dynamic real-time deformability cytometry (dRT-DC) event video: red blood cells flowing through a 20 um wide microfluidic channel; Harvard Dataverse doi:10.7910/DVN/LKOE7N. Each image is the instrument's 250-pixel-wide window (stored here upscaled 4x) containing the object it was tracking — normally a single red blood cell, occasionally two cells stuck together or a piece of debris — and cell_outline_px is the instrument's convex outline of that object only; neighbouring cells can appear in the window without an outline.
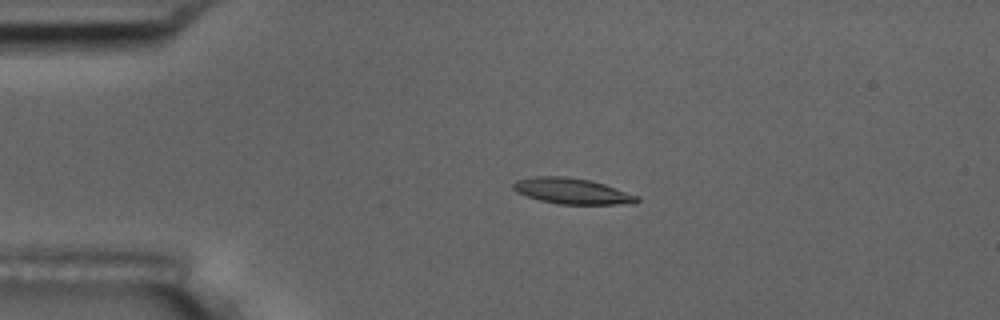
{"species": "common noctule bat (a hibernating species)", "species_latin": "Nyctalus noctula", "temperature_condition": "room temperature", "stored_images_in_passage": 5, "camera_frame_rate_fps": 3000, "um_per_image_px": 0.085, "animal": {"sex": "male", "body_mass_g": 17.5, "forearm_length_mm": 52.3}, "frame": {"image": 1, "passage_image": 4, "time_ms": 3.333, "image_size_px": [1000, 320], "cell_outline_px": [[640, 200], [636, 204], [560, 204], [540, 200], [516, 192], [512, 188], [512, 184], [516, 180], [536, 176], [568, 176], [592, 180], [640, 196]], "centroid_in_image_um": [48.66, 16.24], "position_along_channel_um": 36.3, "area_um2": 18.79}}
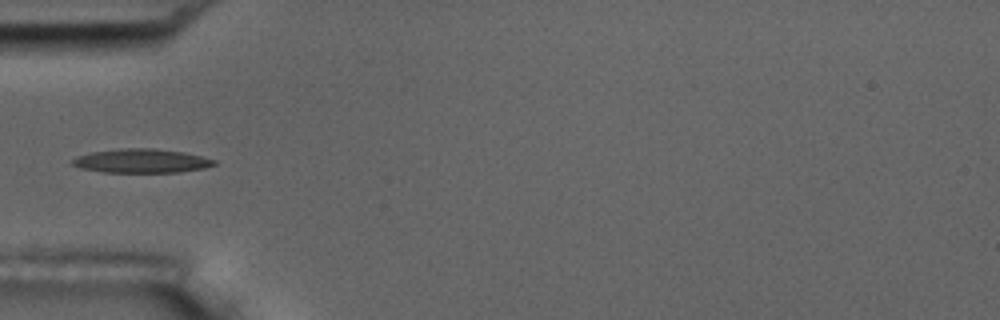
{"frame": {"image": 2, "passage_image": 5, "time_ms": 5.333, "image_size_px": [1000, 320], "cell_outline_px": [[216, 164], [204, 168], [180, 172], [104, 172], [80, 168], [72, 164], [72, 160], [76, 156], [92, 152], [120, 148], [152, 148], [184, 152], [216, 160]], "centroid_in_image_um": [12.02, 13.67], "position_along_channel_um": 73.0, "area_um2": 19.71}}